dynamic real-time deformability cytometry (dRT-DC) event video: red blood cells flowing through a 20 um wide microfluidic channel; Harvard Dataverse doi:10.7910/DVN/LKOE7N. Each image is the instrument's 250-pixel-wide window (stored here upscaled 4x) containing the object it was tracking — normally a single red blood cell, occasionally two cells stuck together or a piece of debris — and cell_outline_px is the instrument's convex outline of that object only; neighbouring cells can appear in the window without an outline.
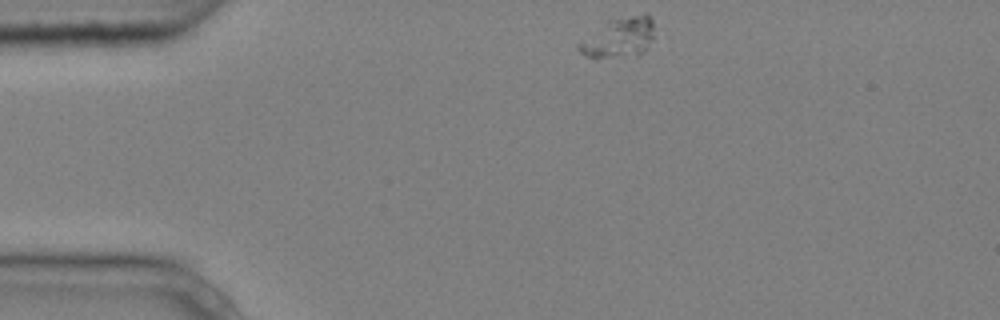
{"species": "common noctule bat (a hibernating species)", "species_latin": "Nyctalus noctula", "temperature_condition": "cold", "stored_images_in_passage": 2, "camera_frame_rate_fps": 3000, "um_per_image_px": 0.085, "animal": {"sex": "male", "body_mass_g": 20.4}, "frame": {"image": 1, "passage_image": 1, "time_ms": 0.0, "image_size_px": [1000, 320], "cell_outline_px": [[656, 36], [648, 48], [640, 56], [588, 56], [580, 52], [576, 48], [576, 44], [580, 40], [608, 20], [632, 16], [648, 16], [652, 20]], "centroid_in_image_um": [52.65, 3.21], "position_along_channel_um": 32.4, "area_um2": 17.46}}